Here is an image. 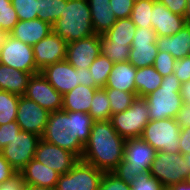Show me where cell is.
I'll return each mask as SVG.
<instances>
[{"mask_svg":"<svg viewBox=\"0 0 190 190\" xmlns=\"http://www.w3.org/2000/svg\"><path fill=\"white\" fill-rule=\"evenodd\" d=\"M93 122L89 113L64 110L50 112L41 139L70 151L81 159Z\"/></svg>","mask_w":190,"mask_h":190,"instance_id":"cell-1","label":"cell"},{"mask_svg":"<svg viewBox=\"0 0 190 190\" xmlns=\"http://www.w3.org/2000/svg\"><path fill=\"white\" fill-rule=\"evenodd\" d=\"M125 139L113 128L111 120L94 121L81 160L105 172H113L123 161Z\"/></svg>","mask_w":190,"mask_h":190,"instance_id":"cell-2","label":"cell"},{"mask_svg":"<svg viewBox=\"0 0 190 190\" xmlns=\"http://www.w3.org/2000/svg\"><path fill=\"white\" fill-rule=\"evenodd\" d=\"M53 32L67 43L95 34L87 0H67L60 18L52 25Z\"/></svg>","mask_w":190,"mask_h":190,"instance_id":"cell-3","label":"cell"},{"mask_svg":"<svg viewBox=\"0 0 190 190\" xmlns=\"http://www.w3.org/2000/svg\"><path fill=\"white\" fill-rule=\"evenodd\" d=\"M182 83L174 73L163 77L160 87L144 98L149 108L150 121L174 118L183 106L180 94Z\"/></svg>","mask_w":190,"mask_h":190,"instance_id":"cell-4","label":"cell"},{"mask_svg":"<svg viewBox=\"0 0 190 190\" xmlns=\"http://www.w3.org/2000/svg\"><path fill=\"white\" fill-rule=\"evenodd\" d=\"M156 152L141 138L127 139L124 145L123 161L118 164L113 173L132 185L138 174L150 171Z\"/></svg>","mask_w":190,"mask_h":190,"instance_id":"cell-5","label":"cell"},{"mask_svg":"<svg viewBox=\"0 0 190 190\" xmlns=\"http://www.w3.org/2000/svg\"><path fill=\"white\" fill-rule=\"evenodd\" d=\"M113 128L124 138H140L150 121L149 108L144 97H137L132 105L123 112L111 116Z\"/></svg>","mask_w":190,"mask_h":190,"instance_id":"cell-6","label":"cell"},{"mask_svg":"<svg viewBox=\"0 0 190 190\" xmlns=\"http://www.w3.org/2000/svg\"><path fill=\"white\" fill-rule=\"evenodd\" d=\"M181 128L174 118L149 121L140 138L156 151L180 153L179 139Z\"/></svg>","mask_w":190,"mask_h":190,"instance_id":"cell-7","label":"cell"},{"mask_svg":"<svg viewBox=\"0 0 190 190\" xmlns=\"http://www.w3.org/2000/svg\"><path fill=\"white\" fill-rule=\"evenodd\" d=\"M150 174L167 189L173 184L185 182L190 172L181 153L157 151L151 165Z\"/></svg>","mask_w":190,"mask_h":190,"instance_id":"cell-8","label":"cell"},{"mask_svg":"<svg viewBox=\"0 0 190 190\" xmlns=\"http://www.w3.org/2000/svg\"><path fill=\"white\" fill-rule=\"evenodd\" d=\"M104 172L81 159L59 176L56 190H99Z\"/></svg>","mask_w":190,"mask_h":190,"instance_id":"cell-9","label":"cell"},{"mask_svg":"<svg viewBox=\"0 0 190 190\" xmlns=\"http://www.w3.org/2000/svg\"><path fill=\"white\" fill-rule=\"evenodd\" d=\"M40 136L26 131H20L2 150L3 157L11 167L19 173L24 166L34 158Z\"/></svg>","mask_w":190,"mask_h":190,"instance_id":"cell-10","label":"cell"},{"mask_svg":"<svg viewBox=\"0 0 190 190\" xmlns=\"http://www.w3.org/2000/svg\"><path fill=\"white\" fill-rule=\"evenodd\" d=\"M0 63L26 73H39L34 60L33 47L9 36L0 50Z\"/></svg>","mask_w":190,"mask_h":190,"instance_id":"cell-11","label":"cell"},{"mask_svg":"<svg viewBox=\"0 0 190 190\" xmlns=\"http://www.w3.org/2000/svg\"><path fill=\"white\" fill-rule=\"evenodd\" d=\"M156 38L152 27L137 28L128 60L136 69L153 66L158 54Z\"/></svg>","mask_w":190,"mask_h":190,"instance_id":"cell-12","label":"cell"},{"mask_svg":"<svg viewBox=\"0 0 190 190\" xmlns=\"http://www.w3.org/2000/svg\"><path fill=\"white\" fill-rule=\"evenodd\" d=\"M23 96L33 100L49 112L62 110L63 95L40 72L32 75Z\"/></svg>","mask_w":190,"mask_h":190,"instance_id":"cell-13","label":"cell"},{"mask_svg":"<svg viewBox=\"0 0 190 190\" xmlns=\"http://www.w3.org/2000/svg\"><path fill=\"white\" fill-rule=\"evenodd\" d=\"M50 112L33 100L20 96L16 123L22 131L34 133L42 137Z\"/></svg>","mask_w":190,"mask_h":190,"instance_id":"cell-14","label":"cell"},{"mask_svg":"<svg viewBox=\"0 0 190 190\" xmlns=\"http://www.w3.org/2000/svg\"><path fill=\"white\" fill-rule=\"evenodd\" d=\"M34 159L47 167L54 169L60 175L67 173L79 161V158L72 152L62 149L40 139Z\"/></svg>","mask_w":190,"mask_h":190,"instance_id":"cell-15","label":"cell"},{"mask_svg":"<svg viewBox=\"0 0 190 190\" xmlns=\"http://www.w3.org/2000/svg\"><path fill=\"white\" fill-rule=\"evenodd\" d=\"M32 47L39 71L49 65L66 60L67 42L53 31Z\"/></svg>","mask_w":190,"mask_h":190,"instance_id":"cell-16","label":"cell"},{"mask_svg":"<svg viewBox=\"0 0 190 190\" xmlns=\"http://www.w3.org/2000/svg\"><path fill=\"white\" fill-rule=\"evenodd\" d=\"M101 54L99 35L67 43L66 60L75 68H89Z\"/></svg>","mask_w":190,"mask_h":190,"instance_id":"cell-17","label":"cell"},{"mask_svg":"<svg viewBox=\"0 0 190 190\" xmlns=\"http://www.w3.org/2000/svg\"><path fill=\"white\" fill-rule=\"evenodd\" d=\"M40 73L62 95L80 84V72L67 60L49 65Z\"/></svg>","mask_w":190,"mask_h":190,"instance_id":"cell-18","label":"cell"},{"mask_svg":"<svg viewBox=\"0 0 190 190\" xmlns=\"http://www.w3.org/2000/svg\"><path fill=\"white\" fill-rule=\"evenodd\" d=\"M151 12V24L156 36L174 35L186 25L184 16L172 13L158 0L154 2Z\"/></svg>","mask_w":190,"mask_h":190,"instance_id":"cell-19","label":"cell"},{"mask_svg":"<svg viewBox=\"0 0 190 190\" xmlns=\"http://www.w3.org/2000/svg\"><path fill=\"white\" fill-rule=\"evenodd\" d=\"M19 173L22 175L25 185L49 188H56L60 176L54 169L47 167L34 158Z\"/></svg>","mask_w":190,"mask_h":190,"instance_id":"cell-20","label":"cell"},{"mask_svg":"<svg viewBox=\"0 0 190 190\" xmlns=\"http://www.w3.org/2000/svg\"><path fill=\"white\" fill-rule=\"evenodd\" d=\"M53 31L52 25L40 19L19 20L10 35L33 46Z\"/></svg>","mask_w":190,"mask_h":190,"instance_id":"cell-21","label":"cell"},{"mask_svg":"<svg viewBox=\"0 0 190 190\" xmlns=\"http://www.w3.org/2000/svg\"><path fill=\"white\" fill-rule=\"evenodd\" d=\"M158 51L171 54L176 60L188 56L190 43V25H185L171 36H157Z\"/></svg>","mask_w":190,"mask_h":190,"instance_id":"cell-22","label":"cell"},{"mask_svg":"<svg viewBox=\"0 0 190 190\" xmlns=\"http://www.w3.org/2000/svg\"><path fill=\"white\" fill-rule=\"evenodd\" d=\"M135 75L136 68L129 61L114 63L105 88H115L136 94Z\"/></svg>","mask_w":190,"mask_h":190,"instance_id":"cell-23","label":"cell"},{"mask_svg":"<svg viewBox=\"0 0 190 190\" xmlns=\"http://www.w3.org/2000/svg\"><path fill=\"white\" fill-rule=\"evenodd\" d=\"M33 74L0 63V90L23 96Z\"/></svg>","mask_w":190,"mask_h":190,"instance_id":"cell-24","label":"cell"},{"mask_svg":"<svg viewBox=\"0 0 190 190\" xmlns=\"http://www.w3.org/2000/svg\"><path fill=\"white\" fill-rule=\"evenodd\" d=\"M95 34H105L117 21L109 0H87Z\"/></svg>","mask_w":190,"mask_h":190,"instance_id":"cell-25","label":"cell"},{"mask_svg":"<svg viewBox=\"0 0 190 190\" xmlns=\"http://www.w3.org/2000/svg\"><path fill=\"white\" fill-rule=\"evenodd\" d=\"M96 89L79 84L63 95L62 110L89 113Z\"/></svg>","mask_w":190,"mask_h":190,"instance_id":"cell-26","label":"cell"},{"mask_svg":"<svg viewBox=\"0 0 190 190\" xmlns=\"http://www.w3.org/2000/svg\"><path fill=\"white\" fill-rule=\"evenodd\" d=\"M137 97H145L160 87L163 76L153 66L137 68L135 75Z\"/></svg>","mask_w":190,"mask_h":190,"instance_id":"cell-27","label":"cell"},{"mask_svg":"<svg viewBox=\"0 0 190 190\" xmlns=\"http://www.w3.org/2000/svg\"><path fill=\"white\" fill-rule=\"evenodd\" d=\"M136 30V25L129 17L117 19L112 28L104 35L111 40V44L131 46Z\"/></svg>","mask_w":190,"mask_h":190,"instance_id":"cell-28","label":"cell"},{"mask_svg":"<svg viewBox=\"0 0 190 190\" xmlns=\"http://www.w3.org/2000/svg\"><path fill=\"white\" fill-rule=\"evenodd\" d=\"M89 115L94 121L111 119L110 102L105 87L96 89L93 100L91 102Z\"/></svg>","mask_w":190,"mask_h":190,"instance_id":"cell-29","label":"cell"},{"mask_svg":"<svg viewBox=\"0 0 190 190\" xmlns=\"http://www.w3.org/2000/svg\"><path fill=\"white\" fill-rule=\"evenodd\" d=\"M99 43L101 54L112 62L120 63L129 60L131 46L111 44V40L104 34L99 35Z\"/></svg>","mask_w":190,"mask_h":190,"instance_id":"cell-30","label":"cell"},{"mask_svg":"<svg viewBox=\"0 0 190 190\" xmlns=\"http://www.w3.org/2000/svg\"><path fill=\"white\" fill-rule=\"evenodd\" d=\"M19 95L0 90V125L16 121Z\"/></svg>","mask_w":190,"mask_h":190,"instance_id":"cell-31","label":"cell"},{"mask_svg":"<svg viewBox=\"0 0 190 190\" xmlns=\"http://www.w3.org/2000/svg\"><path fill=\"white\" fill-rule=\"evenodd\" d=\"M67 0H38V19L53 25L61 16Z\"/></svg>","mask_w":190,"mask_h":190,"instance_id":"cell-32","label":"cell"},{"mask_svg":"<svg viewBox=\"0 0 190 190\" xmlns=\"http://www.w3.org/2000/svg\"><path fill=\"white\" fill-rule=\"evenodd\" d=\"M113 66L114 62L102 54H100L90 65L88 69L91 72V77L94 79V84L97 88L105 87Z\"/></svg>","mask_w":190,"mask_h":190,"instance_id":"cell-33","label":"cell"},{"mask_svg":"<svg viewBox=\"0 0 190 190\" xmlns=\"http://www.w3.org/2000/svg\"><path fill=\"white\" fill-rule=\"evenodd\" d=\"M156 0H136L131 12V20L136 25V28L140 27H152V8Z\"/></svg>","mask_w":190,"mask_h":190,"instance_id":"cell-34","label":"cell"},{"mask_svg":"<svg viewBox=\"0 0 190 190\" xmlns=\"http://www.w3.org/2000/svg\"><path fill=\"white\" fill-rule=\"evenodd\" d=\"M105 89L110 102L111 116L128 109L137 98V94L131 92L121 91L115 88Z\"/></svg>","mask_w":190,"mask_h":190,"instance_id":"cell-35","label":"cell"},{"mask_svg":"<svg viewBox=\"0 0 190 190\" xmlns=\"http://www.w3.org/2000/svg\"><path fill=\"white\" fill-rule=\"evenodd\" d=\"M19 19L11 0H0V30L11 32Z\"/></svg>","mask_w":190,"mask_h":190,"instance_id":"cell-36","label":"cell"},{"mask_svg":"<svg viewBox=\"0 0 190 190\" xmlns=\"http://www.w3.org/2000/svg\"><path fill=\"white\" fill-rule=\"evenodd\" d=\"M19 20L38 18V0H11Z\"/></svg>","mask_w":190,"mask_h":190,"instance_id":"cell-37","label":"cell"},{"mask_svg":"<svg viewBox=\"0 0 190 190\" xmlns=\"http://www.w3.org/2000/svg\"><path fill=\"white\" fill-rule=\"evenodd\" d=\"M131 190H165V188L157 179L151 176L150 171H146L135 177Z\"/></svg>","mask_w":190,"mask_h":190,"instance_id":"cell-38","label":"cell"},{"mask_svg":"<svg viewBox=\"0 0 190 190\" xmlns=\"http://www.w3.org/2000/svg\"><path fill=\"white\" fill-rule=\"evenodd\" d=\"M176 61L177 60L171 54L158 51L153 67L164 77L174 73Z\"/></svg>","mask_w":190,"mask_h":190,"instance_id":"cell-39","label":"cell"},{"mask_svg":"<svg viewBox=\"0 0 190 190\" xmlns=\"http://www.w3.org/2000/svg\"><path fill=\"white\" fill-rule=\"evenodd\" d=\"M99 190H131V185L121 180L113 172H105Z\"/></svg>","mask_w":190,"mask_h":190,"instance_id":"cell-40","label":"cell"},{"mask_svg":"<svg viewBox=\"0 0 190 190\" xmlns=\"http://www.w3.org/2000/svg\"><path fill=\"white\" fill-rule=\"evenodd\" d=\"M21 131L16 121L0 125V150H2L9 142Z\"/></svg>","mask_w":190,"mask_h":190,"instance_id":"cell-41","label":"cell"},{"mask_svg":"<svg viewBox=\"0 0 190 190\" xmlns=\"http://www.w3.org/2000/svg\"><path fill=\"white\" fill-rule=\"evenodd\" d=\"M116 19L129 18L135 0H109Z\"/></svg>","mask_w":190,"mask_h":190,"instance_id":"cell-42","label":"cell"},{"mask_svg":"<svg viewBox=\"0 0 190 190\" xmlns=\"http://www.w3.org/2000/svg\"><path fill=\"white\" fill-rule=\"evenodd\" d=\"M174 74L181 83L190 80V57H183L178 59L174 66Z\"/></svg>","mask_w":190,"mask_h":190,"instance_id":"cell-43","label":"cell"},{"mask_svg":"<svg viewBox=\"0 0 190 190\" xmlns=\"http://www.w3.org/2000/svg\"><path fill=\"white\" fill-rule=\"evenodd\" d=\"M25 181L20 173L0 184V190H24Z\"/></svg>","mask_w":190,"mask_h":190,"instance_id":"cell-44","label":"cell"},{"mask_svg":"<svg viewBox=\"0 0 190 190\" xmlns=\"http://www.w3.org/2000/svg\"><path fill=\"white\" fill-rule=\"evenodd\" d=\"M172 13L184 16L187 8L186 0H158Z\"/></svg>","mask_w":190,"mask_h":190,"instance_id":"cell-45","label":"cell"},{"mask_svg":"<svg viewBox=\"0 0 190 190\" xmlns=\"http://www.w3.org/2000/svg\"><path fill=\"white\" fill-rule=\"evenodd\" d=\"M16 174L17 172L11 167L0 152V184L11 179Z\"/></svg>","mask_w":190,"mask_h":190,"instance_id":"cell-46","label":"cell"},{"mask_svg":"<svg viewBox=\"0 0 190 190\" xmlns=\"http://www.w3.org/2000/svg\"><path fill=\"white\" fill-rule=\"evenodd\" d=\"M176 122L181 129L190 127V107L183 104L175 117Z\"/></svg>","mask_w":190,"mask_h":190,"instance_id":"cell-47","label":"cell"},{"mask_svg":"<svg viewBox=\"0 0 190 190\" xmlns=\"http://www.w3.org/2000/svg\"><path fill=\"white\" fill-rule=\"evenodd\" d=\"M179 151L182 155L190 153V127L180 131Z\"/></svg>","mask_w":190,"mask_h":190,"instance_id":"cell-48","label":"cell"},{"mask_svg":"<svg viewBox=\"0 0 190 190\" xmlns=\"http://www.w3.org/2000/svg\"><path fill=\"white\" fill-rule=\"evenodd\" d=\"M80 72V84L87 87H96L94 84V79L91 77V72L87 68L76 69Z\"/></svg>","mask_w":190,"mask_h":190,"instance_id":"cell-49","label":"cell"},{"mask_svg":"<svg viewBox=\"0 0 190 190\" xmlns=\"http://www.w3.org/2000/svg\"><path fill=\"white\" fill-rule=\"evenodd\" d=\"M180 94L183 98V103L190 107V80L182 83Z\"/></svg>","mask_w":190,"mask_h":190,"instance_id":"cell-50","label":"cell"},{"mask_svg":"<svg viewBox=\"0 0 190 190\" xmlns=\"http://www.w3.org/2000/svg\"><path fill=\"white\" fill-rule=\"evenodd\" d=\"M167 190H190V185L185 181V182L173 184L169 186Z\"/></svg>","mask_w":190,"mask_h":190,"instance_id":"cell-51","label":"cell"},{"mask_svg":"<svg viewBox=\"0 0 190 190\" xmlns=\"http://www.w3.org/2000/svg\"><path fill=\"white\" fill-rule=\"evenodd\" d=\"M9 36H10V32L4 29L0 30V50H1V47L6 43Z\"/></svg>","mask_w":190,"mask_h":190,"instance_id":"cell-52","label":"cell"},{"mask_svg":"<svg viewBox=\"0 0 190 190\" xmlns=\"http://www.w3.org/2000/svg\"><path fill=\"white\" fill-rule=\"evenodd\" d=\"M187 8L184 14L186 25H190V0H186Z\"/></svg>","mask_w":190,"mask_h":190,"instance_id":"cell-53","label":"cell"},{"mask_svg":"<svg viewBox=\"0 0 190 190\" xmlns=\"http://www.w3.org/2000/svg\"><path fill=\"white\" fill-rule=\"evenodd\" d=\"M24 190H56V188H49V187H39L33 185H26Z\"/></svg>","mask_w":190,"mask_h":190,"instance_id":"cell-54","label":"cell"},{"mask_svg":"<svg viewBox=\"0 0 190 190\" xmlns=\"http://www.w3.org/2000/svg\"><path fill=\"white\" fill-rule=\"evenodd\" d=\"M184 159L186 160L187 167L189 168L190 172V153L183 154Z\"/></svg>","mask_w":190,"mask_h":190,"instance_id":"cell-55","label":"cell"},{"mask_svg":"<svg viewBox=\"0 0 190 190\" xmlns=\"http://www.w3.org/2000/svg\"><path fill=\"white\" fill-rule=\"evenodd\" d=\"M186 182L190 185V174L188 175Z\"/></svg>","mask_w":190,"mask_h":190,"instance_id":"cell-56","label":"cell"},{"mask_svg":"<svg viewBox=\"0 0 190 190\" xmlns=\"http://www.w3.org/2000/svg\"><path fill=\"white\" fill-rule=\"evenodd\" d=\"M188 56L190 57V43H189V51H188Z\"/></svg>","mask_w":190,"mask_h":190,"instance_id":"cell-57","label":"cell"}]
</instances>
